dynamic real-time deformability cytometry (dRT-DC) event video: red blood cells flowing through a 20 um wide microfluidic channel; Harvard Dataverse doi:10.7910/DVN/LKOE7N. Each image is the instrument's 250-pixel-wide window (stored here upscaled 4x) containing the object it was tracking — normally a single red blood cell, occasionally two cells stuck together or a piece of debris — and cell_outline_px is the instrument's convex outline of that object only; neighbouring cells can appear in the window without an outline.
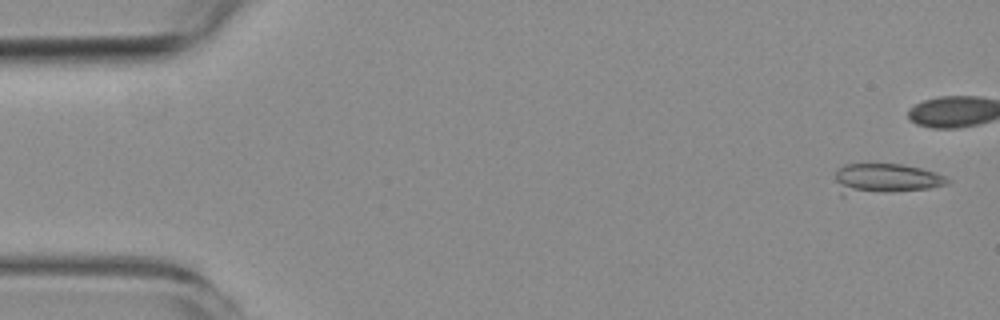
{"species": "common noctule bat (a hibernating species)", "species_latin": "Nyctalus noctula", "temperature_condition": "room temperature", "stored_images_in_passage": 5, "camera_frame_rate_fps": 3000, "um_per_image_px": 0.085, "animal": {"sex": "female", "body_mass_g": 19.3, "forearm_length_mm": 54.1}, "frame": {"image": 1, "passage_image": 1, "time_ms": 0.0, "image_size_px": [1000, 320], "cell_outline_px": [[952, 180], [948, 184], [928, 188], [892, 192], [844, 196], [840, 196], [836, 180], [836, 172], [844, 164], [868, 160], [900, 164], [920, 168], [936, 172]], "centroid_in_image_um": [75.18, 15.15], "position_along_channel_um": 9.8, "area_um2": 20.69}}
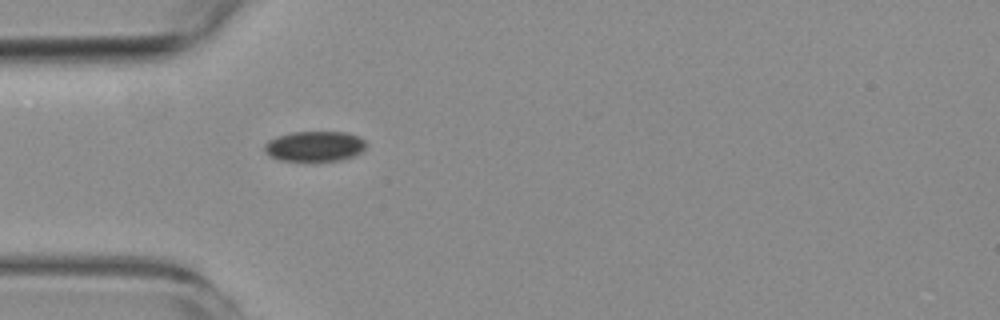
{"frame": {"image": 2, "passage_image": 5, "time_ms": 6.0, "image_size_px": [1000, 320], "cell_outline_px": [[368, 144], [356, 156], [340, 160], [280, 160], [268, 156], [264, 152], [264, 144], [268, 140], [276, 136], [292, 132], [344, 132], [360, 136]], "centroid_in_image_um": [26.74, 12.42], "position_along_channel_um": 58.3, "area_um2": 18.03}}